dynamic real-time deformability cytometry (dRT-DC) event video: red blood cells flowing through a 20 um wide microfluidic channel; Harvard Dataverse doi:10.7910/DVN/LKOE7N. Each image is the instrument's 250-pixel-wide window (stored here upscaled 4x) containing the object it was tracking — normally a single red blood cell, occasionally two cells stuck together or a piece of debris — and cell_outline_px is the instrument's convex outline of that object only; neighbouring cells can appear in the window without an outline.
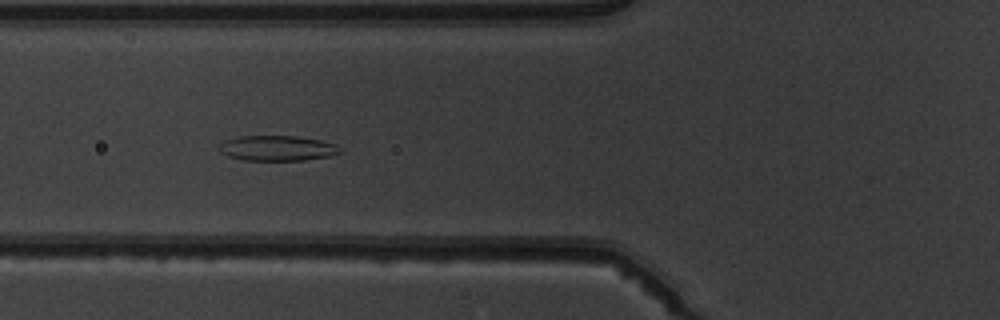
{"species": "common noctule bat (a hibernating species)", "species_latin": "Nyctalus noctula", "temperature_condition": "warm", "stored_images_in_passage": 8, "camera_frame_rate_fps": 3000, "um_per_image_px": 0.085, "animal": {"sex": "male", "body_mass_g": 19.5, "forearm_length_mm": 54.6}, "frame": {"image": 1, "passage_image": 6, "time_ms": 6.667, "image_size_px": [1000, 320], "cell_outline_px": [[344, 152], [328, 156], [304, 160], [244, 160], [228, 156], [220, 152], [220, 144], [224, 140], [236, 136], [296, 136], [320, 140], [336, 144], [344, 148]], "centroid_in_image_um": [23.61, 12.59], "position_along_channel_um": 102.2, "area_um2": 17.92}}
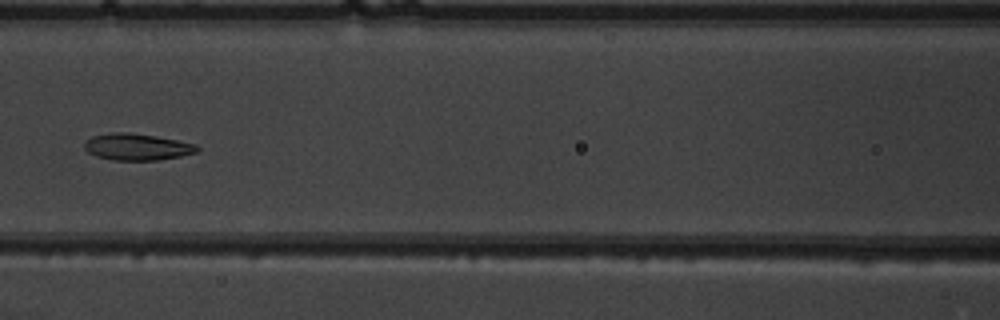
{"frame": {"image": 2, "passage_image": 7, "time_ms": 8.0, "image_size_px": [1000, 320], "cell_outline_px": [[200, 148], [196, 152], [180, 156], [156, 160], [112, 160], [96, 156], [88, 152], [84, 148], [84, 144], [92, 136], [112, 132], [128, 132], [156, 136], [196, 144]], "centroid_in_image_um": [11.63, 12.48], "position_along_channel_um": 155.0, "area_um2": 17.4}}
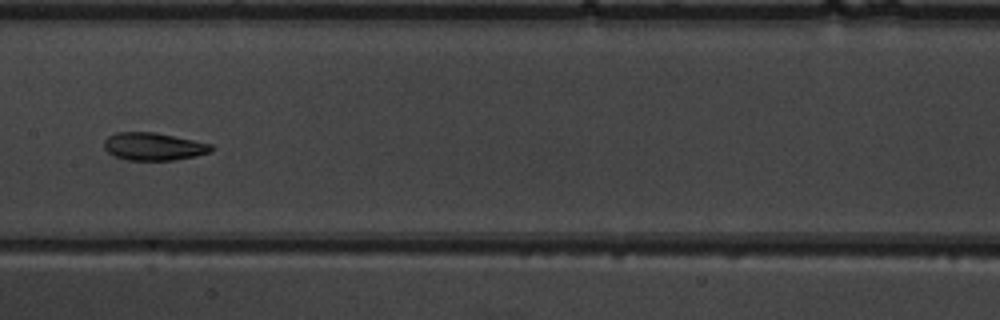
{"frame": {"image": 3, "passage_image": 8, "time_ms": 9.0, "image_size_px": [1000, 320], "cell_outline_px": [[216, 148], [212, 152], [196, 156], [172, 160], [128, 160], [112, 156], [104, 148], [104, 140], [108, 136], [116, 132], [152, 132], [212, 144]], "centroid_in_image_um": [13.05, 12.46], "position_along_channel_um": 194.4, "area_um2": 17.34}}